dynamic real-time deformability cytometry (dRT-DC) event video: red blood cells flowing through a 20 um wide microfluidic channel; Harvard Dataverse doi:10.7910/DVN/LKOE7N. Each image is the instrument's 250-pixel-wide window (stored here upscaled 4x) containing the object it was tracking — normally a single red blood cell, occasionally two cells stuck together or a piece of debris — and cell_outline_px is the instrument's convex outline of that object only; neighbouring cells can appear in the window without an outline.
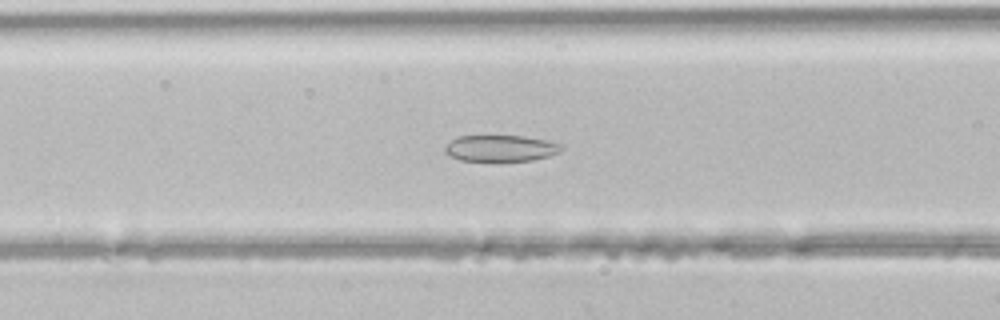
{"species": "common noctule bat (a hibernating species)", "species_latin": "Nyctalus noctula", "temperature_condition": "room temperature", "stored_images_in_passage": 46, "segment_of_instrument_passage": [1, 2], "camera_frame_rate_fps": 3000, "um_per_image_px": 0.085, "animal": {"sex": "male", "body_mass_g": 21.5, "forearm_length_mm": 52.0}, "frame": {"image": 1, "passage_image": 18, "time_ms": 5.667, "image_size_px": [1000, 320], "cell_outline_px": [[564, 148], [560, 152], [548, 156], [532, 160], [496, 164], [460, 160], [444, 152], [444, 148], [456, 136], [524, 136], [564, 144]], "centroid_in_image_um": [42.57, 12.65], "position_along_channel_um": 124.0, "area_um2": 18.67}}
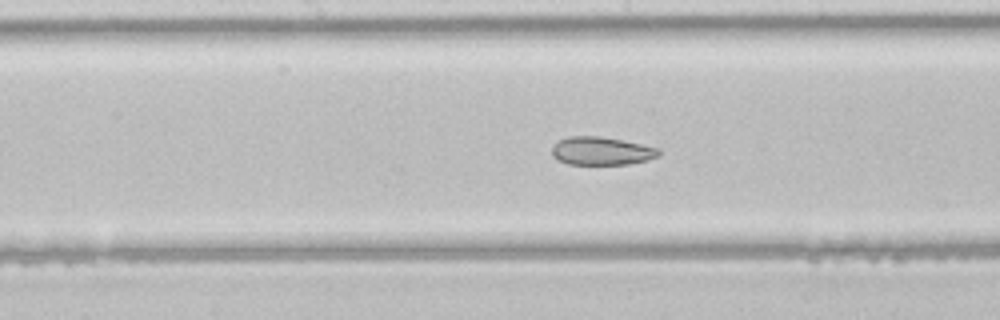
{"frame": {"image": 2, "passage_image": 23, "time_ms": 7.333, "image_size_px": [1000, 320], "cell_outline_px": [[660, 156], [648, 160], [628, 164], [568, 164], [552, 156], [552, 148], [560, 140], [568, 136], [600, 136], [660, 148]], "centroid_in_image_um": [51.15, 12.83], "position_along_channel_um": 197.0, "area_um2": 17.4}}
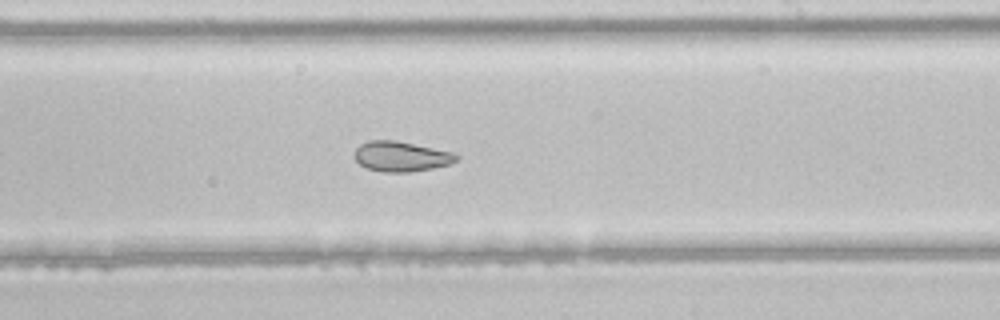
{"frame": {"image": 3, "passage_image": 27, "time_ms": 8.667, "image_size_px": [1000, 320], "cell_outline_px": [[460, 156], [456, 160], [448, 164], [432, 168], [408, 172], [384, 172], [368, 168], [360, 164], [356, 160], [356, 148], [360, 144], [368, 140], [396, 140], [452, 152]], "centroid_in_image_um": [34.09, 13.29], "position_along_channel_um": 254.9, "area_um2": 17.63}}